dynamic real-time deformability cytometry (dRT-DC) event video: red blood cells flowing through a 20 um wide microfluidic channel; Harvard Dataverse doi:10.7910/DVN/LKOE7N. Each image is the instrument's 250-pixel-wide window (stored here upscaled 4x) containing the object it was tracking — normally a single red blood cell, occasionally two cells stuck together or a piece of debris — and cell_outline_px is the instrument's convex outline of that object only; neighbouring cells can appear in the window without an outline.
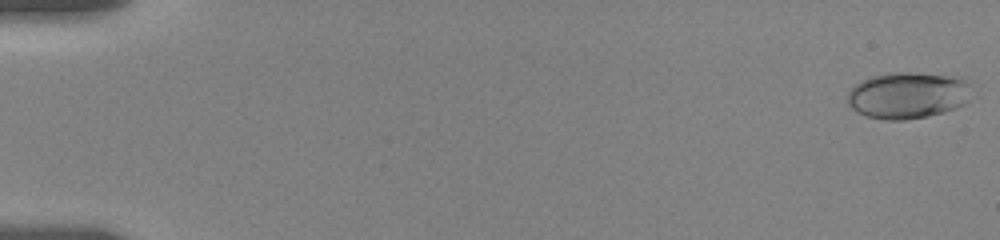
{"species": "human", "species_latin": "Homo sapiens", "temperature_condition": "room temperature", "stored_images_in_passage": 10, "camera_frame_rate_fps": 3000, "um_per_image_px": 0.085, "donor": {"sex": "female"}, "frame": {"image": 1, "passage_image": 1, "time_ms": 0.0, "image_size_px": [1000, 240], "cell_outline_px": [[972, 80], [968, 100], [964, 104], [956, 108], [944, 112], [928, 116], [904, 120], [888, 120], [868, 116], [856, 112], [848, 104], [844, 96], [856, 84], [872, 76], [888, 72], [908, 72], [964, 76]], "centroid_in_image_um": [77.21, 8.08], "position_along_channel_um": 7.8, "area_um2": 34.33}}
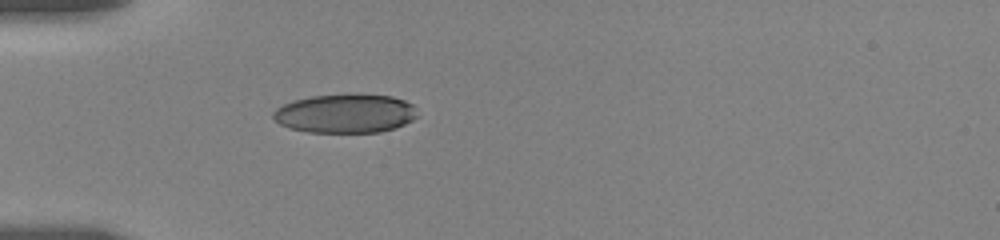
{"frame": {"image": 2, "passage_image": 7, "time_ms": 5.667, "image_size_px": [1000, 240], "cell_outline_px": [[416, 116], [412, 120], [396, 128], [380, 132], [308, 132], [288, 128], [280, 124], [272, 116], [272, 112], [276, 108], [292, 100], [312, 96], [344, 92], [392, 96], [404, 100], [412, 104], [416, 108]], "centroid_in_image_um": [29.34, 9.62], "position_along_channel_um": 55.7, "area_um2": 33.29}}
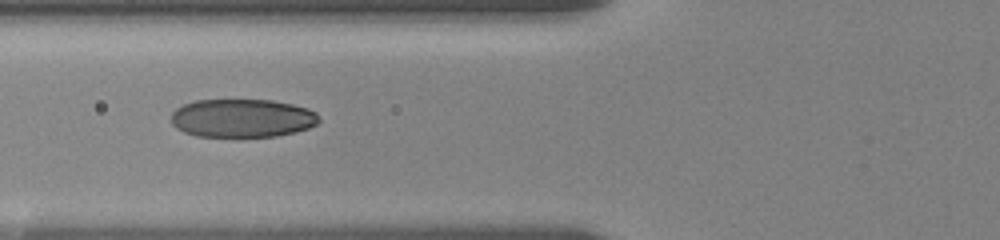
{"frame": {"image": 3, "passage_image": 9, "time_ms": 7.333, "image_size_px": [1000, 240], "cell_outline_px": [[320, 120], [316, 124], [308, 128], [296, 132], [276, 136], [236, 140], [196, 136], [184, 132], [176, 128], [172, 124], [172, 112], [176, 108], [184, 104], [196, 100], [272, 100], [292, 104], [308, 108], [316, 112], [320, 116]], "centroid_in_image_um": [20.59, 10.09], "position_along_channel_um": 105.2, "area_um2": 34.28}}